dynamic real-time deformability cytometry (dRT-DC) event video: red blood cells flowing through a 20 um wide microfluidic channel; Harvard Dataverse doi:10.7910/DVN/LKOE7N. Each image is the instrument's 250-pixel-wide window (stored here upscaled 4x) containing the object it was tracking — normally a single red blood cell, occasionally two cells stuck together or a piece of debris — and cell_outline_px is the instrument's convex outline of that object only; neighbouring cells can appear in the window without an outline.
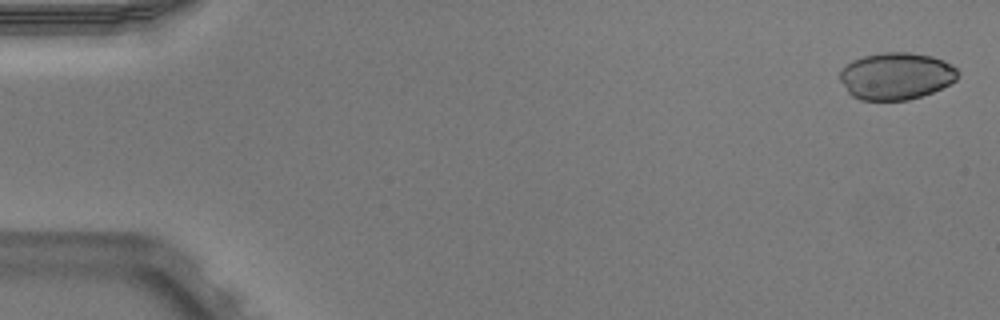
{"species": "Egyptian fruit bat (a non-hibernating species)", "species_latin": "Rousettus aegyptiacus", "temperature_condition": "warm", "stored_images_in_passage": 14, "camera_frame_rate_fps": 3000, "um_per_image_px": 0.085, "animal": {"sex": "male"}, "frame": {"image": 1, "passage_image": 1, "time_ms": 0.0, "image_size_px": [1000, 320], "cell_outline_px": [[960, 72], [956, 80], [932, 92], [908, 100], [860, 100], [852, 96], [848, 92], [840, 80], [840, 72], [852, 60], [864, 56], [880, 52], [912, 52], [932, 56], [944, 60], [952, 64]], "centroid_in_image_um": [76.19, 6.45], "position_along_channel_um": 8.8, "area_um2": 32.43}}
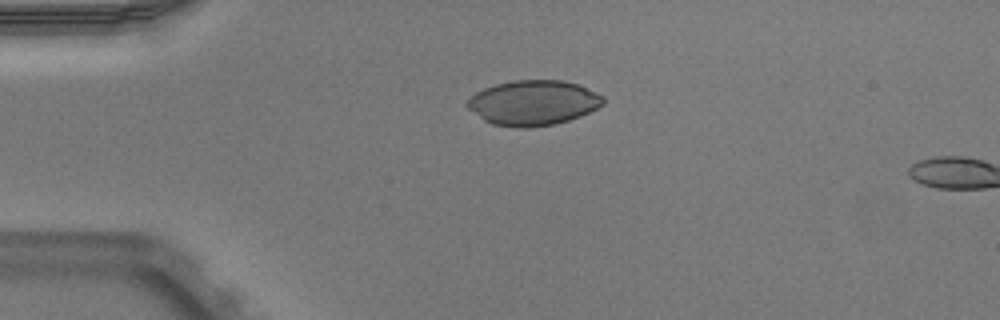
{"frame": {"image": 2, "passage_image": 12, "time_ms": 3.667, "image_size_px": [1000, 320], "cell_outline_px": [[604, 104], [580, 116], [568, 120], [552, 124], [528, 128], [520, 128], [492, 124], [484, 120], [468, 108], [464, 104], [476, 92], [484, 88], [496, 84], [512, 80], [564, 80], [576, 84], [604, 96]], "centroid_in_image_um": [45.3, 8.73], "position_along_channel_um": 39.7, "area_um2": 35.43}}